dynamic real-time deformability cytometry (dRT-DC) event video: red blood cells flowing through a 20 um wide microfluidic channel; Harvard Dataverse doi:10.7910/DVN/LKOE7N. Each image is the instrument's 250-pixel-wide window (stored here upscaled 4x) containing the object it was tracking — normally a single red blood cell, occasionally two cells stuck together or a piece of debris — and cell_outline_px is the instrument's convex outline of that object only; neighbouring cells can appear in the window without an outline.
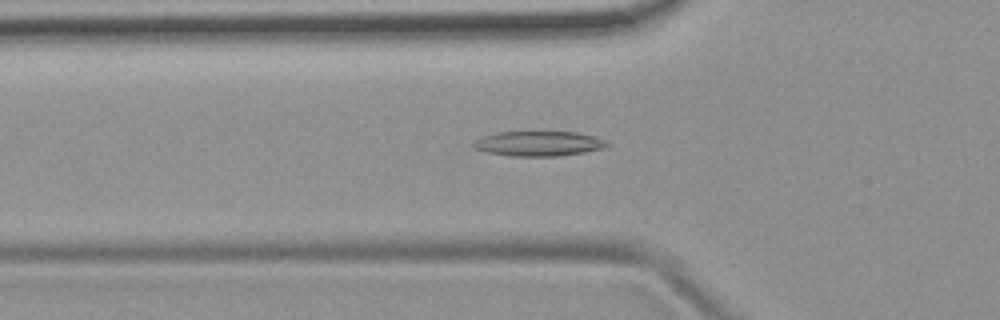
{"species": "common noctule bat (a hibernating species)", "species_latin": "Nyctalus noctula", "temperature_condition": "room temperature", "stored_images_in_passage": 53, "camera_frame_rate_fps": 3000, "um_per_image_px": 0.085, "animal": {"sex": "female", "body_mass_g": 19.9}, "frame": {"image": 1, "passage_image": 18, "time_ms": 5.667, "image_size_px": [1000, 320], "cell_outline_px": [[608, 144], [604, 148], [584, 152], [556, 156], [512, 156], [488, 152], [476, 148], [472, 144], [476, 140], [484, 136], [496, 132], [576, 132], [596, 136], [608, 140]], "centroid_in_image_um": [45.84, 12.2], "position_along_channel_um": 80.0, "area_um2": 19.25}}
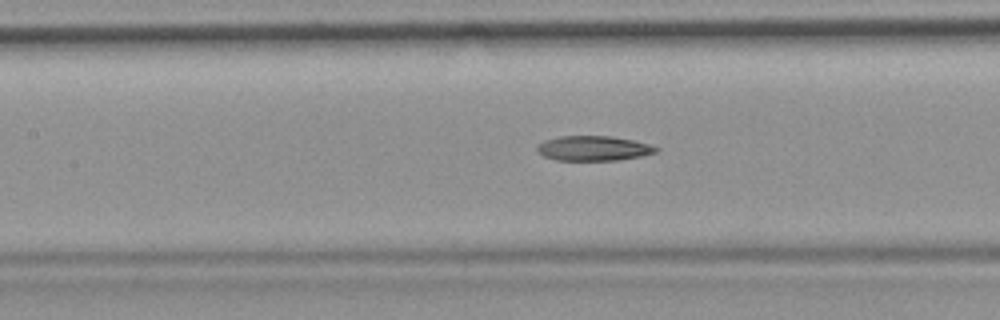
{"frame": {"image": 2, "passage_image": 24, "time_ms": 7.667, "image_size_px": [1000, 320], "cell_outline_px": [[660, 148], [656, 152], [640, 156], [616, 160], [556, 160], [544, 156], [536, 148], [544, 140], [560, 136], [612, 136], [632, 140], [648, 144]], "centroid_in_image_um": [50.45, 12.6], "position_along_channel_um": 157.0, "area_um2": 16.99}}
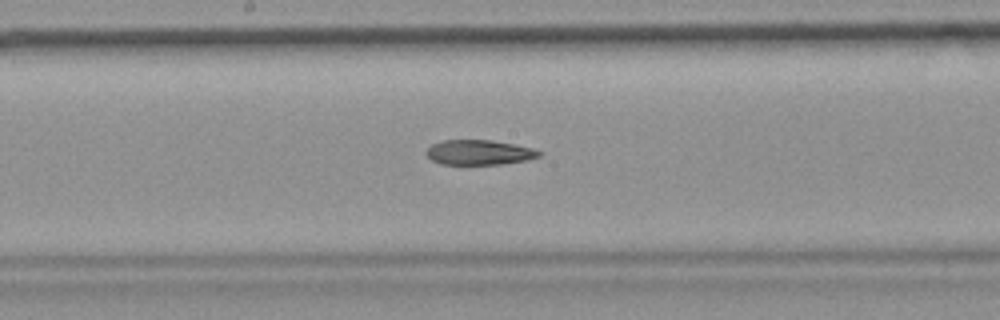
{"frame": {"image": 3, "passage_image": 28, "time_ms": 9.0, "image_size_px": [1000, 320], "cell_outline_px": [[544, 152], [540, 156], [528, 160], [500, 164], [440, 164], [432, 160], [424, 152], [432, 144], [440, 140], [492, 140], [532, 148]], "centroid_in_image_um": [40.72, 12.95], "position_along_channel_um": 207.5, "area_um2": 16.42}}